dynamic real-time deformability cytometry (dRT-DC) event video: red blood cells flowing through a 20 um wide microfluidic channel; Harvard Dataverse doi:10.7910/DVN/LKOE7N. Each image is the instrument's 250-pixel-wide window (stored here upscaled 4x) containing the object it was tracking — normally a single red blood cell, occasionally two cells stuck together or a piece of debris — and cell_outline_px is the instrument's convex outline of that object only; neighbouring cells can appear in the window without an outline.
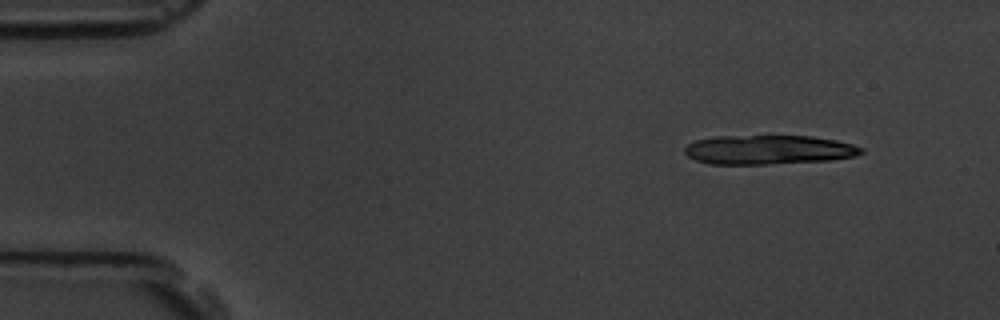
{"species": "common noctule bat (a hibernating species)", "species_latin": "Nyctalus noctula", "temperature_condition": "room temperature", "stored_images_in_passage": 5, "segment_of_instrument_passage": [2, 2], "camera_frame_rate_fps": 3000, "um_per_image_px": 0.085, "animal": {"sex": "male", "body_mass_g": 19.5, "forearm_length_mm": 54.6}, "frame": {"image": 1, "passage_image": 5, "time_ms": 4.667, "image_size_px": [1000, 320], "cell_outline_px": [[864, 152], [856, 156], [832, 160], [768, 164], [708, 164], [696, 160], [688, 156], [684, 152], [684, 148], [688, 144], [696, 140], [712, 136], [812, 136], [836, 140], [852, 144], [864, 148]], "centroid_in_image_um": [65.34, 12.73], "position_along_channel_um": 19.7, "area_um2": 30.29}}